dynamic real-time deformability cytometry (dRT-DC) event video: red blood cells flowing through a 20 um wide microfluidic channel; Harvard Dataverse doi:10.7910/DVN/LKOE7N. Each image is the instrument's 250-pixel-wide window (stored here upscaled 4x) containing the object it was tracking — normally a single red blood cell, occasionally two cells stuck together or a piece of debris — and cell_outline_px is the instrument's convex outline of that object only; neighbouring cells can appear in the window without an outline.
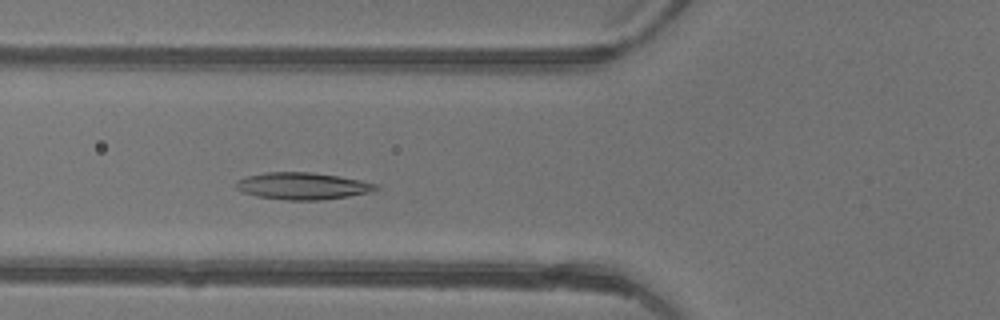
{"species": "common noctule bat (a hibernating species)", "species_latin": "Nyctalus noctula", "temperature_condition": "warm", "stored_images_in_passage": 43, "camera_frame_rate_fps": 3000, "um_per_image_px": 0.085, "animal": {"sex": "female"}, "frame": {"image": 1, "passage_image": 14, "time_ms": 4.333, "image_size_px": [1000, 320], "cell_outline_px": [[380, 188], [372, 192], [348, 196], [320, 200], [284, 200], [256, 196], [244, 192], [236, 188], [236, 180], [248, 176], [268, 172], [312, 172], [360, 180], [376, 184]], "centroid_in_image_um": [25.72, 15.81], "position_along_channel_um": 100.1, "area_um2": 21.85}}
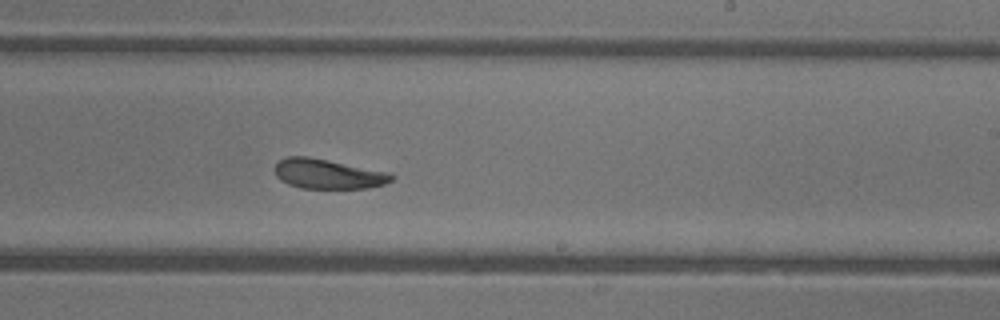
{"frame": {"image": 2, "passage_image": 25, "time_ms": 8.0, "image_size_px": [1000, 320], "cell_outline_px": [[396, 176], [392, 180], [384, 184], [368, 188], [300, 188], [288, 184], [280, 180], [276, 176], [272, 168], [280, 160], [288, 156], [308, 156], [392, 172]], "centroid_in_image_um": [27.89, 14.78], "position_along_channel_um": 261.1, "area_um2": 20.58}}
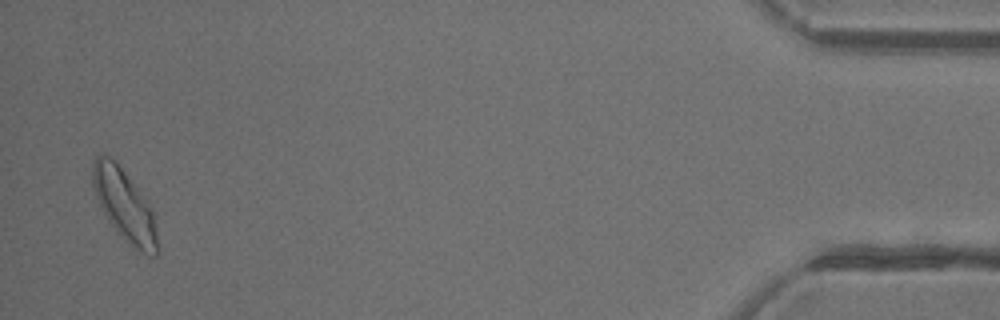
{"frame": {"image": 3, "passage_image": 42, "time_ms": 13.667, "image_size_px": [1000, 320], "cell_outline_px": [[160, 248], [156, 256], [152, 256], [136, 248], [120, 236], [108, 220], [96, 196], [92, 184], [92, 160], [96, 156], [108, 156], [116, 160], [148, 204], [152, 212]], "centroid_in_image_um": [10.57, 17.44], "position_along_channel_um": 424.6, "area_um2": 26.47}, "authors_computed_cell_mechanics": {"area_um2": 22.0796, "velocity_mm_per_s": 4.4017, "shape_relaxation_time_tau1_ms": 4.3007, "shape_relaxation_time_tau2_ms": 3.1565, "deformation_change_tau1": 0.1514, "deformation_change_tau2": 0.1001}}